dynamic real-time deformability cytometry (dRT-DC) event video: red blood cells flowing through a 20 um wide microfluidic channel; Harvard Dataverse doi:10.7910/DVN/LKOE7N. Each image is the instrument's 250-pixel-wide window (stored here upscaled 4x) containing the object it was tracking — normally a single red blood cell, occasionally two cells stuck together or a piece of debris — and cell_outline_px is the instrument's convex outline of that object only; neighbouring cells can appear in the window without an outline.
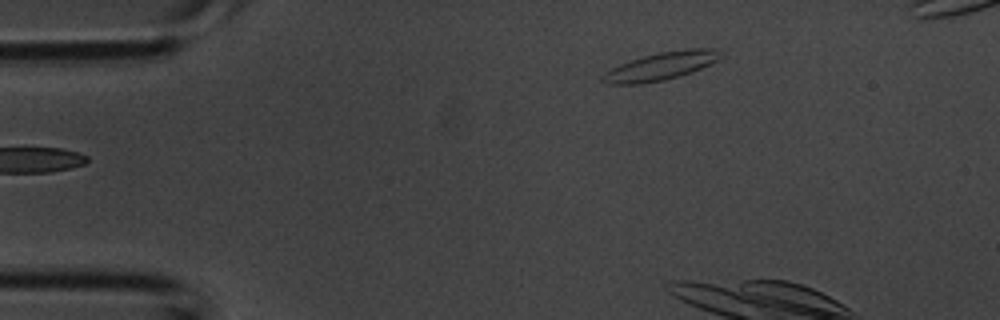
{"species": "common noctule bat (a hibernating species)", "species_latin": "Nyctalus noctula", "temperature_condition": "room temperature", "stored_images_in_passage": 5, "camera_frame_rate_fps": 3000, "um_per_image_px": 0.085, "animal": {"sex": "male", "body_mass_g": 20.1, "forearm_length_mm": 53.5}, "frame": {"image": 1, "passage_image": 5, "time_ms": 1.333, "image_size_px": [1000, 320], "cell_outline_px": [[724, 56], [700, 68], [664, 80], [640, 84], [612, 84], [600, 80], [600, 76], [604, 72], [620, 64], [644, 56], [660, 52], [688, 48], [720, 48]], "centroid_in_image_um": [56.18, 5.6], "position_along_channel_um": 28.8, "area_um2": 18.96}}